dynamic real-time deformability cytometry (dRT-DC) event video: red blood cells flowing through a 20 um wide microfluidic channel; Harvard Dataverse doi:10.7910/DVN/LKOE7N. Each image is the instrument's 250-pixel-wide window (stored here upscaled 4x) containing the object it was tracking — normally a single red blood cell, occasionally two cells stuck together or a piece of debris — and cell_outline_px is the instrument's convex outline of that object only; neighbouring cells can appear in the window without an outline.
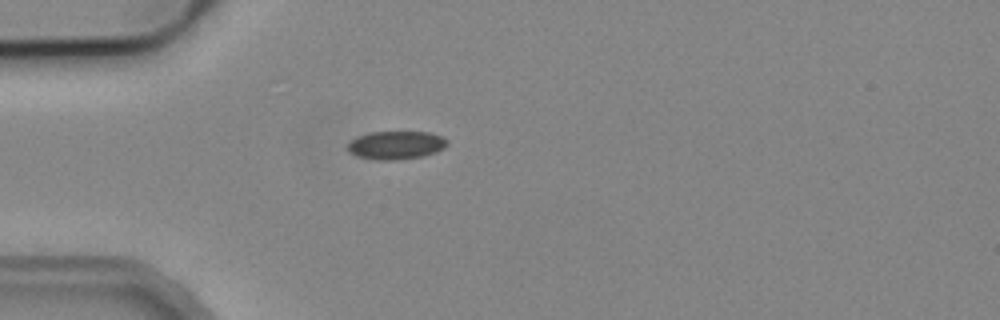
{"species": "common noctule bat (a hibernating species)", "species_latin": "Nyctalus noctula", "temperature_condition": "cold", "stored_images_in_passage": 39, "camera_frame_rate_fps": 3000, "um_per_image_px": 0.085, "animal": {"sex": "male", "body_mass_g": 19.2, "forearm_length_mm": 51.8}, "frame": {"image": 1, "passage_image": 1, "time_ms": 0.0, "image_size_px": [1000, 320], "cell_outline_px": [[448, 144], [444, 148], [436, 152], [424, 156], [396, 160], [380, 160], [356, 156], [348, 152], [348, 144], [356, 136], [372, 132], [428, 132], [440, 136], [448, 140]], "centroid_in_image_um": [33.66, 12.34], "position_along_channel_um": 51.3, "area_um2": 16.42}}
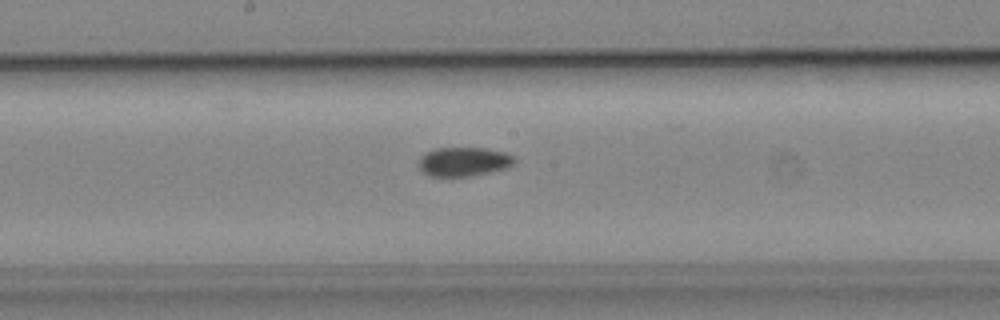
{"frame": {"image": 2, "passage_image": 14, "time_ms": 4.333, "image_size_px": [1000, 320], "cell_outline_px": [[516, 164], [508, 168], [472, 176], [428, 176], [416, 164], [420, 156], [436, 148], [484, 148], [504, 152], [516, 156]], "centroid_in_image_um": [39.45, 13.74], "position_along_channel_um": 208.7, "area_um2": 16.47}}
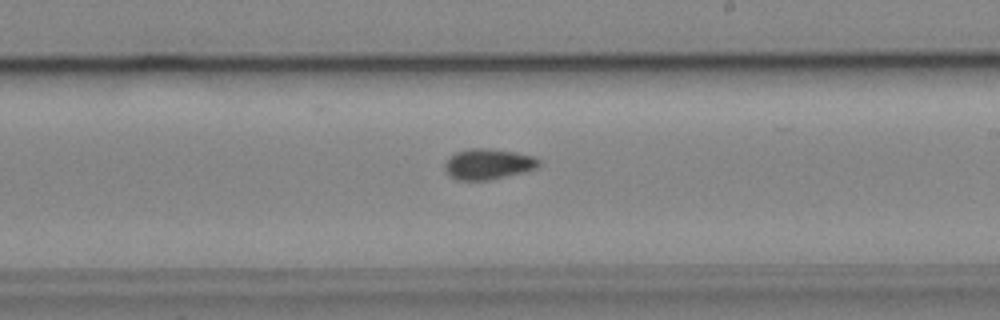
{"frame": {"image": 3, "passage_image": 17, "time_ms": 5.333, "image_size_px": [1000, 320], "cell_outline_px": [[540, 164], [536, 168], [488, 180], [460, 180], [448, 176], [444, 168], [444, 164], [456, 152], [468, 148], [484, 148], [516, 152], [532, 156], [540, 160]], "centroid_in_image_um": [41.46, 13.94], "position_along_channel_um": 247.5, "area_um2": 16.53}}